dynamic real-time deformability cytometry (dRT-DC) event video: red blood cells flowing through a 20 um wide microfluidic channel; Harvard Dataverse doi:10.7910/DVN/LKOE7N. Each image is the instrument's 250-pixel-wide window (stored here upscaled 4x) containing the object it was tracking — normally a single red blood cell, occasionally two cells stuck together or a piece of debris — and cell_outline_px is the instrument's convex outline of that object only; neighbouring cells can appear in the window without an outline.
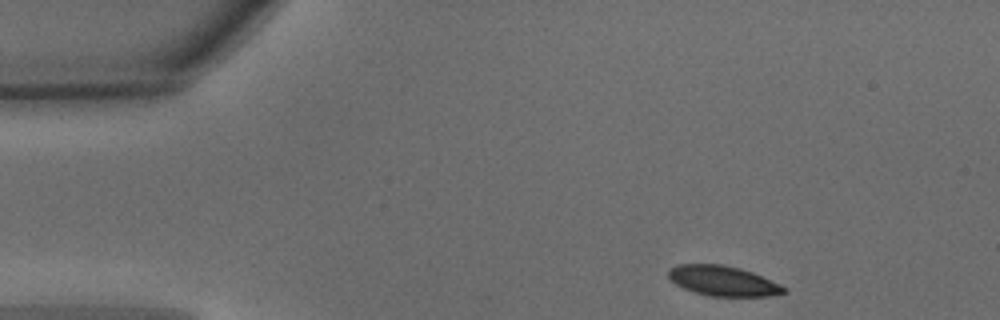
{"species": "common noctule bat (a hibernating species)", "species_latin": "Nyctalus noctula", "temperature_condition": "warm", "stored_images_in_passage": 36, "camera_frame_rate_fps": 3000, "um_per_image_px": 0.085, "animal": {"sex": "male", "body_mass_g": 15.6}, "frame": {"image": 1, "passage_image": 1, "time_ms": 0.0, "image_size_px": [1000, 320], "cell_outline_px": [[788, 292], [768, 296], [712, 296], [696, 292], [684, 288], [676, 284], [668, 276], [668, 268], [676, 264], [720, 264], [740, 268], [752, 272], [780, 284]], "centroid_in_image_um": [61.43, 23.86], "position_along_channel_um": 23.6, "area_um2": 20.06}}
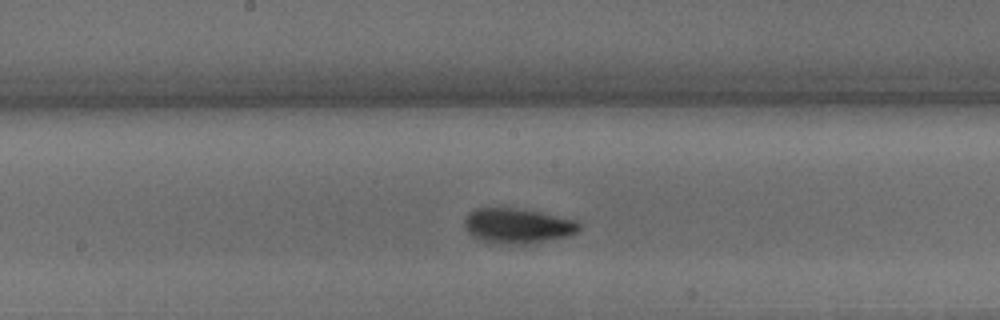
{"frame": {"image": 2, "passage_image": 20, "time_ms": 6.333, "image_size_px": [1000, 320], "cell_outline_px": [[580, 228], [576, 232], [568, 236], [524, 244], [488, 244], [472, 236], [464, 228], [464, 220], [468, 212], [476, 208], [516, 208], [540, 212], [576, 220], [580, 224]], "centroid_in_image_um": [43.93, 19.2], "position_along_channel_um": 204.3, "area_um2": 23.58}}
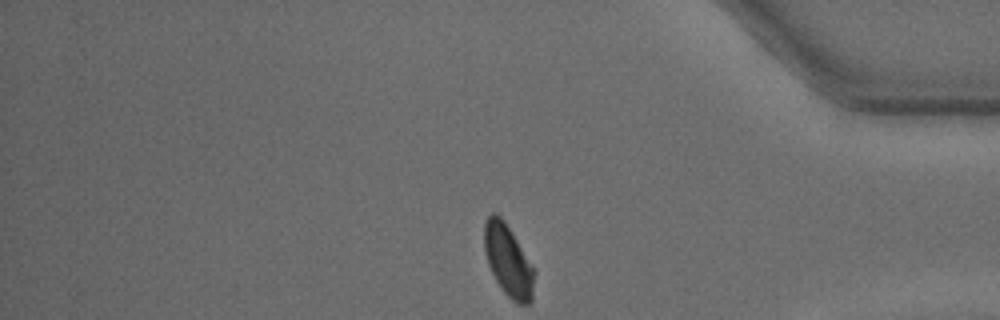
{"frame": {"image": 3, "passage_image": 36, "time_ms": 11.667, "image_size_px": [1000, 320], "cell_outline_px": [[536, 272], [532, 300], [528, 304], [516, 304], [504, 292], [496, 280], [488, 264], [484, 252], [484, 224], [488, 216], [492, 212], [496, 212], [504, 220], [536, 268]], "centroid_in_image_um": [43.23, 22.15], "position_along_channel_um": 392.0, "area_um2": 21.33}, "authors_computed_cell_mechanics": {"area_um2": 21.6461, "velocity_mm_per_s": 3.9866, "shape_relaxation_time_tau1_ms": 2.5391, "shape_relaxation_time_tau2_ms": 4.3937, "deformation_change_tau1": 0.0977, "deformation_change_tau2": 0.0912}}